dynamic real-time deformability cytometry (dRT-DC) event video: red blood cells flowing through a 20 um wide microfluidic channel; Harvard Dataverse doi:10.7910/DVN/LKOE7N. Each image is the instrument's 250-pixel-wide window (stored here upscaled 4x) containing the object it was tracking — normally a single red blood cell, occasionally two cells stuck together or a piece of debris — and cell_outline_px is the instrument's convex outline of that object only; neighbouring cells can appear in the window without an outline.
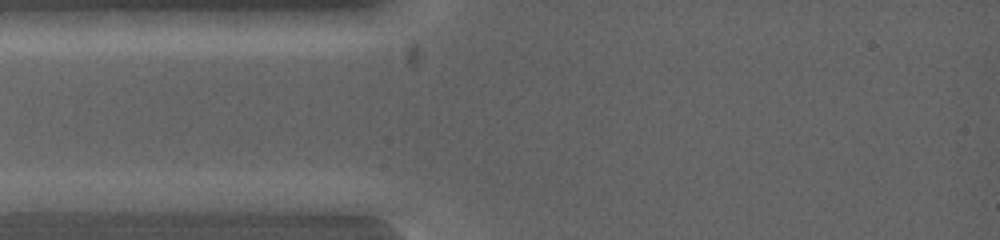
{"species": "common noctule bat (a hibernating species)", "species_latin": "Nyctalus noctula", "temperature_condition": "warm", "stored_images_in_passage": 3, "camera_frame_rate_fps": 5000, "um_per_image_px": 0.085, "animal": {"sex": "female", "body_mass_g": 19.0, "forearm_length_mm": 53.3}, "frame": {"image": 1, "passage_image": 2, "time_ms": 0.4, "image_size_px": [1000, 240], "cell_outline_px": [[140, 200], [124, 208], [84, 212], [16, 212], [12, 200], [88, 192], [120, 192]], "centroid_in_image_um": [6.4, 17.22], "position_along_channel_um": 78.6, "area_um2": 14.05}}